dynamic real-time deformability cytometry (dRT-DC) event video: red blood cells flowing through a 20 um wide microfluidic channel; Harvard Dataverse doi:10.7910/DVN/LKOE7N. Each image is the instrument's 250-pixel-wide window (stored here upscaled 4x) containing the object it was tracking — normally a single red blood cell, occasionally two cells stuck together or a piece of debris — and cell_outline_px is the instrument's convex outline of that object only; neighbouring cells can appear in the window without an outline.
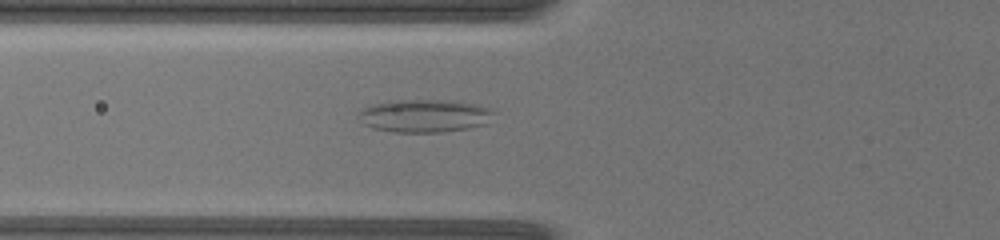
{"species": "common noctule bat (a hibernating species)", "species_latin": "Nyctalus noctula", "temperature_condition": "warm", "stored_images_in_passage": 23, "camera_frame_rate_fps": 3000, "um_per_image_px": 0.085, "animal": {"sex": "female", "body_mass_g": 19.5, "forearm_length_mm": 54.1}, "frame": {"image": 1, "passage_image": 2, "time_ms": 0.333, "image_size_px": [1000, 240], "cell_outline_px": [[496, 112], [488, 124], [468, 128], [444, 132], [392, 132], [372, 128], [364, 124], [356, 116], [364, 108], [372, 104], [388, 100], [448, 100], [476, 104], [488, 108]], "centroid_in_image_um": [36.09, 9.84], "position_along_channel_um": 89.7, "area_um2": 26.24}}
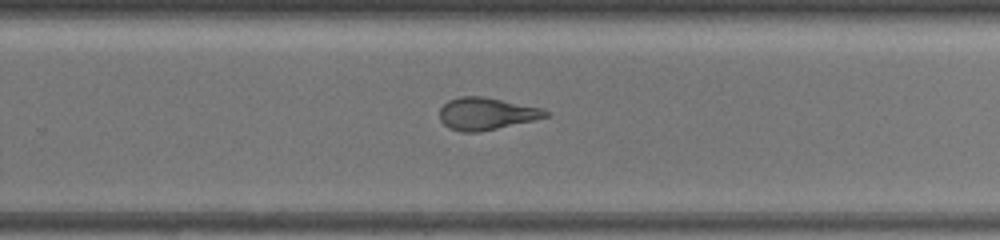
{"frame": {"image": 2, "passage_image": 11, "time_ms": 5.0, "image_size_px": [1000, 240], "cell_outline_px": [[552, 116], [480, 132], [460, 132], [448, 128], [440, 120], [440, 108], [448, 100], [460, 96], [484, 96], [544, 108]], "centroid_in_image_um": [41.36, 9.66], "position_along_channel_um": 288.4, "area_um2": 20.17}}
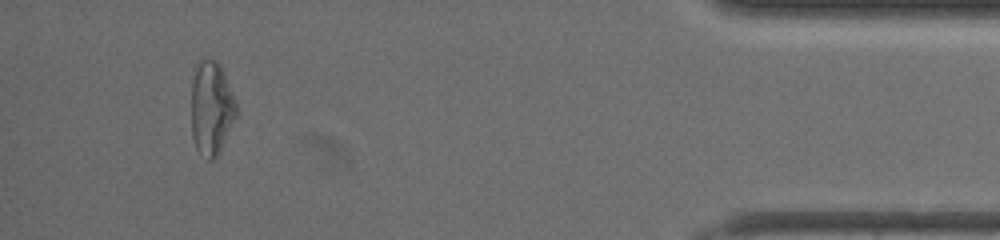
{"frame": {"image": 3, "passage_image": 22, "time_ms": 9.333, "image_size_px": [1000, 240], "cell_outline_px": [[236, 116], [216, 156], [212, 160], [208, 160], [196, 148], [192, 136], [192, 80], [196, 64], [200, 60], [216, 60], [220, 64], [224, 72], [236, 104]], "centroid_in_image_um": [17.95, 9.16], "position_along_channel_um": 417.3, "area_um2": 24.1}}